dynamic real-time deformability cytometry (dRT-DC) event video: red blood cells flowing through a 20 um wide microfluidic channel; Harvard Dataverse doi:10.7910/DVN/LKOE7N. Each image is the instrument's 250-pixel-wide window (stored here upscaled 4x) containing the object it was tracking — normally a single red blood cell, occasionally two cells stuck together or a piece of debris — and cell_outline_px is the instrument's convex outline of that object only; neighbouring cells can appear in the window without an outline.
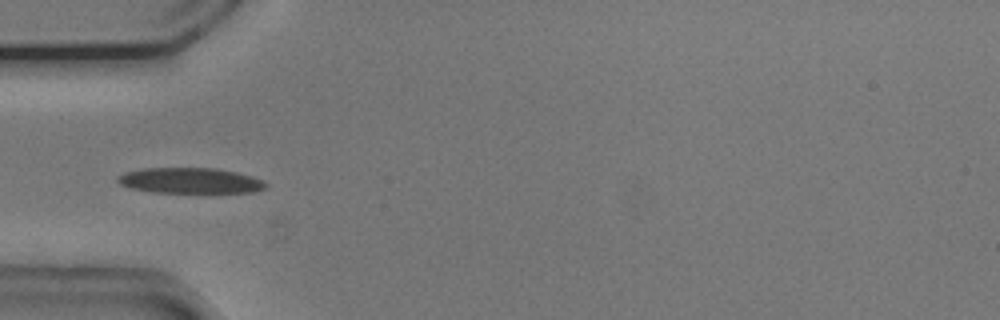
{"species": "common noctule bat (a hibernating species)", "species_latin": "Nyctalus noctula", "temperature_condition": "cold", "stored_images_in_passage": 18, "camera_frame_rate_fps": 3000, "um_per_image_px": 0.085, "animal": {"sex": "male", "body_mass_g": 20.5, "forearm_length_mm": 52.5}, "frame": {"image": 1, "passage_image": 3, "time_ms": 0.667, "image_size_px": [1000, 320], "cell_outline_px": [[268, 188], [252, 192], [152, 192], [132, 188], [120, 184], [116, 180], [116, 176], [124, 172], [144, 168], [216, 168], [236, 172], [252, 176], [264, 180], [268, 184]], "centroid_in_image_um": [16.18, 15.34], "position_along_channel_um": 68.8, "area_um2": 22.14}}